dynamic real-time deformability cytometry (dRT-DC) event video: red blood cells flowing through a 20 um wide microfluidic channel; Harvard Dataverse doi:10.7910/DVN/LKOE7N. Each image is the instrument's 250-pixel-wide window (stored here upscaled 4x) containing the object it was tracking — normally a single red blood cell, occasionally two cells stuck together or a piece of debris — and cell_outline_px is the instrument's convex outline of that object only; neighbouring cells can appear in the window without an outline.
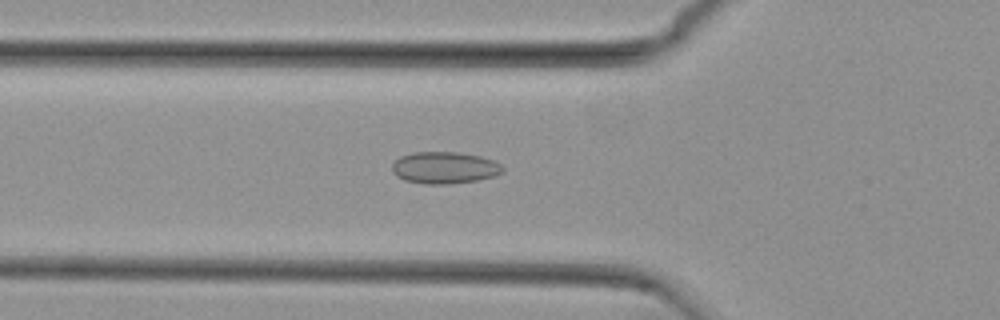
{"species": "common noctule bat (a hibernating species)", "species_latin": "Nyctalus noctula", "temperature_condition": "cold", "stored_images_in_passage": 41, "camera_frame_rate_fps": 3000, "um_per_image_px": 0.085, "animal": {"sex": "female", "body_mass_g": 29.2, "forearm_length_mm": 56.3}, "frame": {"image": 1, "passage_image": 12, "time_ms": 3.667, "image_size_px": [1000, 320], "cell_outline_px": [[504, 172], [496, 176], [480, 180], [448, 184], [424, 184], [404, 180], [396, 176], [392, 172], [392, 164], [400, 156], [412, 152], [456, 152], [480, 156], [496, 160], [504, 168]], "centroid_in_image_um": [37.81, 14.26], "position_along_channel_um": 88.0, "area_um2": 20.87}}
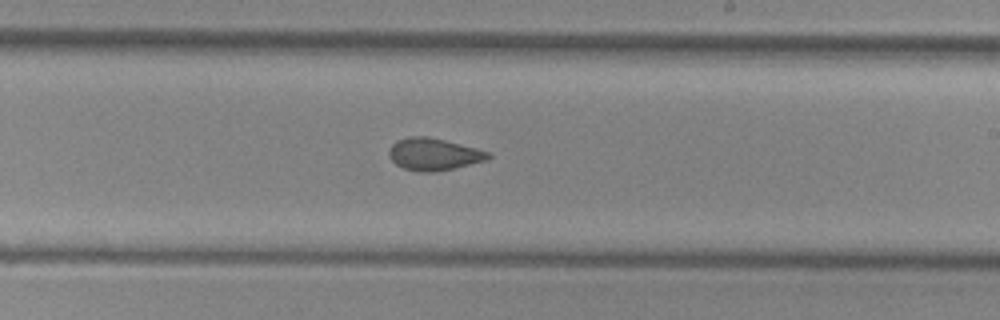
{"frame": {"image": 2, "passage_image": 25, "time_ms": 8.0, "image_size_px": [1000, 320], "cell_outline_px": [[492, 156], [488, 160], [436, 172], [416, 172], [404, 168], [396, 164], [388, 156], [388, 152], [392, 144], [396, 140], [408, 136], [428, 136], [492, 152]], "centroid_in_image_um": [36.87, 13.11], "position_along_channel_um": 252.1, "area_um2": 18.79}}
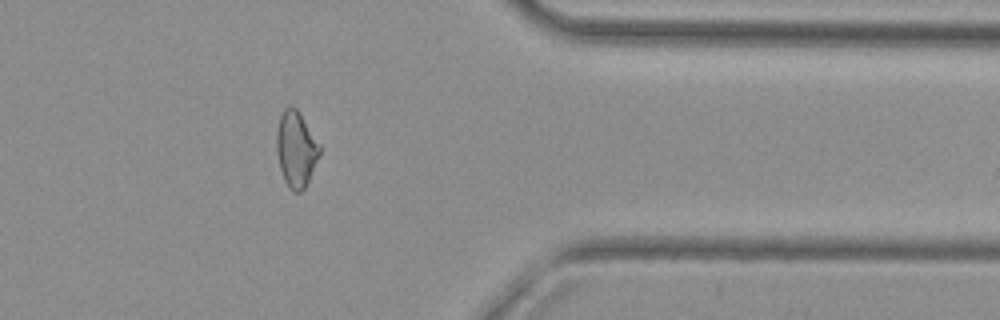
{"frame": {"image": 3, "passage_image": 37, "time_ms": 12.0, "image_size_px": [1000, 320], "cell_outline_px": [[320, 152], [308, 180], [304, 188], [300, 192], [292, 192], [288, 188], [284, 180], [280, 168], [276, 152], [276, 132], [280, 116], [284, 108], [288, 104], [296, 108], [320, 144]], "centroid_in_image_um": [25.13, 12.66], "position_along_channel_um": 386.3, "area_um2": 18.9}, "authors_computed_cell_mechanics": {"area_um2": 18.9584, "velocity_mm_per_s": 3.7789, "shape_relaxation_time_tau1_ms": null, "shape_relaxation_time_tau2_ms": 1.6989, "deformation_change_tau1": null, "deformation_change_tau2": 0.0761}}